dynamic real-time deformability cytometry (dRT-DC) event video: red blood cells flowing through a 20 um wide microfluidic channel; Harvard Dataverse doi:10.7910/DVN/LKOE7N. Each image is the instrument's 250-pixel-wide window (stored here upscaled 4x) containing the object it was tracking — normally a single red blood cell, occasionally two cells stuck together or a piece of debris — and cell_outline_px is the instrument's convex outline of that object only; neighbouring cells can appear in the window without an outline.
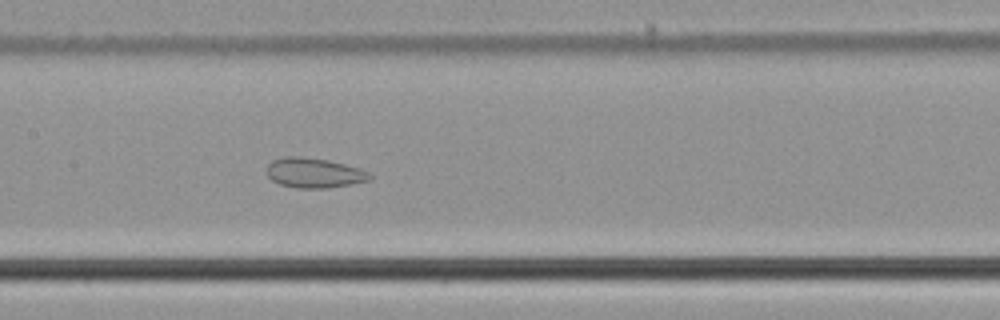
{"species": "common noctule bat (a hibernating species)", "species_latin": "Nyctalus noctula", "temperature_condition": "cold", "stored_images_in_passage": 32, "camera_frame_rate_fps": 3000, "um_per_image_px": 0.085, "animal": {"sex": "male", "body_mass_g": 21.5, "forearm_length_mm": 52.0}, "frame": {"image": 1, "passage_image": 11, "time_ms": 3.333, "image_size_px": [1000, 320], "cell_outline_px": [[372, 180], [328, 188], [296, 188], [280, 184], [272, 180], [264, 172], [268, 164], [272, 160], [284, 156], [300, 156], [328, 160], [360, 168], [368, 172], [372, 176]], "centroid_in_image_um": [26.67, 14.69], "position_along_channel_um": 180.7, "area_um2": 18.15}}
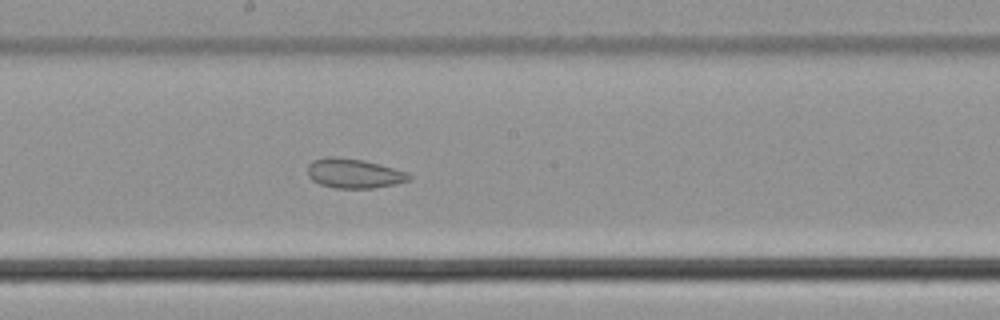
{"frame": {"image": 2, "passage_image": 14, "time_ms": 4.333, "image_size_px": [1000, 320], "cell_outline_px": [[412, 180], [396, 184], [372, 188], [336, 188], [320, 184], [312, 180], [308, 176], [308, 164], [312, 160], [328, 156], [336, 156], [360, 160], [380, 164], [408, 172], [412, 176]], "centroid_in_image_um": [30.1, 14.74], "position_along_channel_um": 218.1, "area_um2": 17.57}}
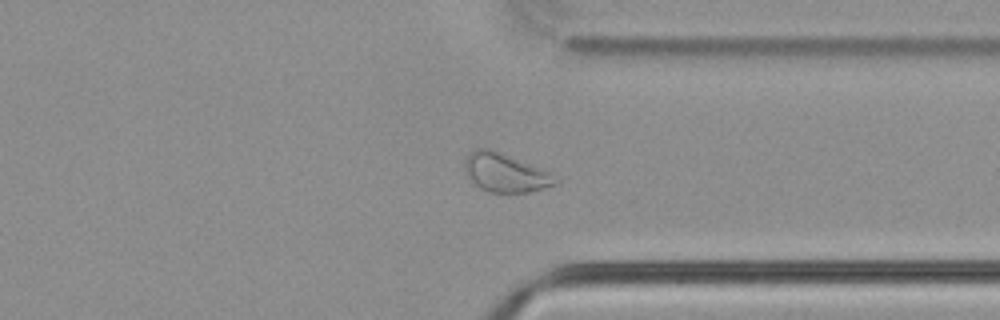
{"frame": {"image": 3, "passage_image": 26, "time_ms": 8.333, "image_size_px": [1000, 320], "cell_outline_px": [[560, 180], [556, 184], [544, 188], [528, 192], [488, 192], [480, 188], [472, 180], [464, 168], [464, 164], [468, 156], [476, 148], [488, 148], [544, 172]], "centroid_in_image_um": [42.89, 14.72], "position_along_channel_um": 368.5, "area_um2": 19.19}, "authors_computed_cell_mechanics": {"area_um2": 18.2359, "velocity_mm_per_s": 3.7593, "shape_relaxation_time_tau1_ms": 2.104, "shape_relaxation_time_tau2_ms": 1.7108, "deformation_change_tau1": null, "deformation_change_tau2": 0.0645}}